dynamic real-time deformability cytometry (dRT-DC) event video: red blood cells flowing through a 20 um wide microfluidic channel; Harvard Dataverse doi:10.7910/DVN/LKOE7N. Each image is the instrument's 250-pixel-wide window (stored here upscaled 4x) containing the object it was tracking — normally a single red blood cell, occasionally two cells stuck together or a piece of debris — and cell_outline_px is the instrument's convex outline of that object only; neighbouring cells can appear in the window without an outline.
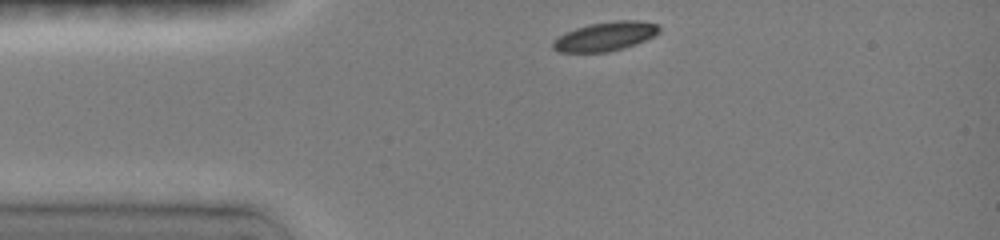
{"species": "common noctule bat (a hibernating species)", "species_latin": "Nyctalus noctula", "temperature_condition": "room temperature", "stored_images_in_passage": 31, "camera_frame_rate_fps": 3000, "um_per_image_px": 0.085, "animal": {"sex": "female", "body_mass_g": 19.0, "forearm_length_mm": 51.5}, "frame": {"image": 1, "passage_image": 1, "time_ms": 0.0, "image_size_px": [1000, 240], "cell_outline_px": [[660, 32], [636, 44], [604, 52], [560, 52], [552, 48], [552, 40], [564, 32], [588, 24], [616, 20], [636, 20], [656, 24], [660, 28]], "centroid_in_image_um": [51.39, 3.08], "position_along_channel_um": 33.6, "area_um2": 17.86}}
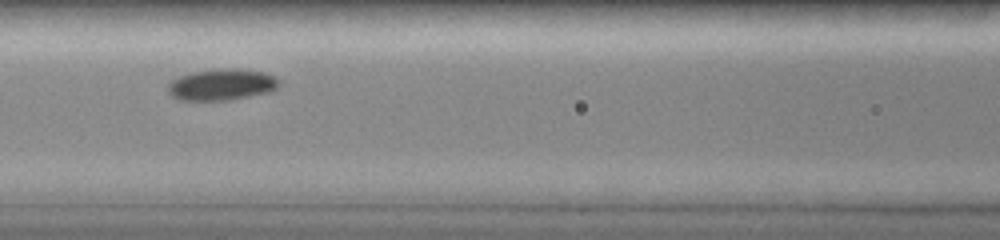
{"frame": {"image": 2, "passage_image": 11, "time_ms": 3.667, "image_size_px": [1000, 240], "cell_outline_px": [[280, 84], [276, 88], [268, 92], [224, 100], [180, 100], [172, 96], [168, 92], [168, 84], [172, 80], [180, 76], [192, 72], [224, 68], [236, 68], [264, 72], [280, 80]], "centroid_in_image_um": [18.83, 7.18], "position_along_channel_um": 147.8, "area_um2": 20.06}}
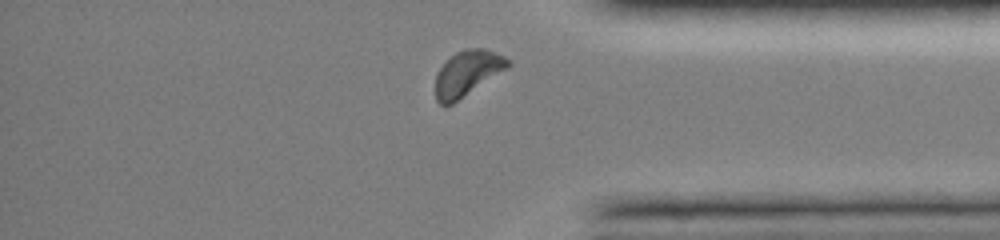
{"frame": {"image": 3, "passage_image": 29, "time_ms": 10.0, "image_size_px": [1000, 240], "cell_outline_px": [[512, 64], [508, 68], [452, 104], [440, 104], [436, 100], [436, 72], [456, 52], [464, 48], [484, 48], [504, 56], [512, 60]], "centroid_in_image_um": [39.76, 6.21], "position_along_channel_um": 395.4, "area_um2": 19.02}, "authors_computed_cell_mechanics": {"area_um2": 18.9584, "velocity_mm_per_s": 3.9642, "shape_relaxation_time_tau1_ms": 1.8899, "shape_relaxation_time_tau2_ms": null, "deformation_change_tau1": 0.1044, "deformation_change_tau2": null}}